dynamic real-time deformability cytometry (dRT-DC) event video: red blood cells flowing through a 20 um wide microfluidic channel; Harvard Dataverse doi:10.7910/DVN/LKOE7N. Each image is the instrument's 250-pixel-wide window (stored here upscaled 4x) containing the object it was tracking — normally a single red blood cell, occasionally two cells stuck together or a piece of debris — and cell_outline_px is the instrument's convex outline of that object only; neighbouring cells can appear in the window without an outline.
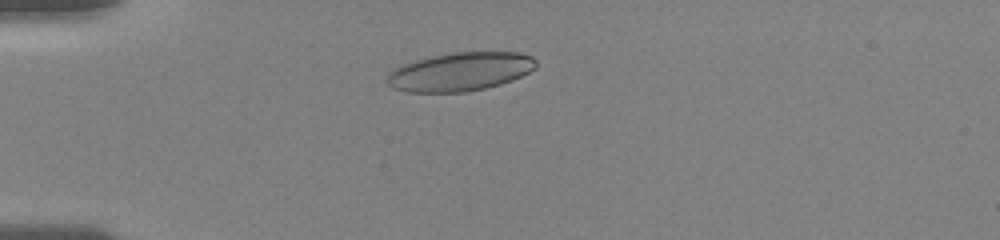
{"species": "human", "species_latin": "Homo sapiens", "temperature_condition": "room temperature", "stored_images_in_passage": 28, "camera_frame_rate_fps": 3000, "um_per_image_px": 0.085, "donor": {"sex": "female"}, "frame": {"image": 1, "passage_image": 19, "time_ms": 2.667, "image_size_px": [1000, 240], "cell_outline_px": [[536, 68], [512, 80], [500, 84], [468, 92], [408, 92], [392, 88], [388, 84], [388, 72], [404, 64], [416, 60], [432, 56], [452, 52], [516, 52], [532, 56], [536, 60]], "centroid_in_image_um": [39.12, 6.09], "position_along_channel_um": 45.9, "area_um2": 33.35}}